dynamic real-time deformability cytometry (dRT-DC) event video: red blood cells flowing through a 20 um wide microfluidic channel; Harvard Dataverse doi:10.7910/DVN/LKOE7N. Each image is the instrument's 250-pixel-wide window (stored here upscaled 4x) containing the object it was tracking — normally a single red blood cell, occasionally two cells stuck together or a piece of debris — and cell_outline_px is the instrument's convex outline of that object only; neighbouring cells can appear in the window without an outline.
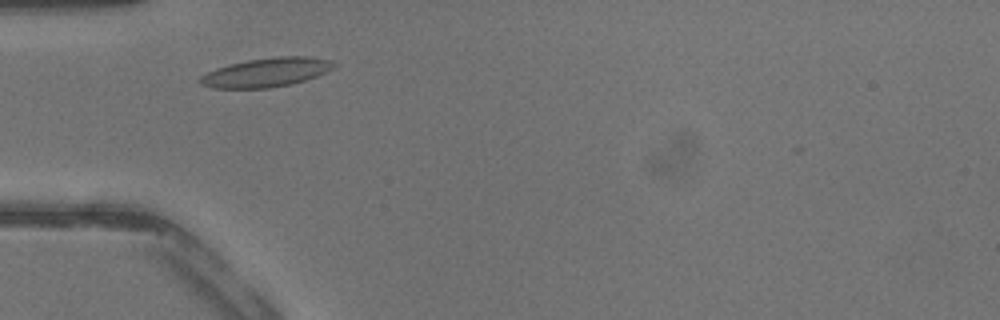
{"species": "common noctule bat (a hibernating species)", "species_latin": "Nyctalus noctula", "temperature_condition": "warm", "stored_images_in_passage": 30, "camera_frame_rate_fps": 3000, "um_per_image_px": 0.085, "animal": {"sex": "male", "body_mass_g": 13.3}, "frame": {"image": 1, "passage_image": 1, "time_ms": 0.0, "image_size_px": [1000, 320], "cell_outline_px": [[336, 64], [332, 68], [316, 76], [304, 80], [288, 84], [268, 88], [212, 88], [200, 84], [200, 76], [216, 68], [248, 60], [280, 56], [304, 56], [332, 60]], "centroid_in_image_um": [22.62, 6.15], "position_along_channel_um": 62.4, "area_um2": 22.2}}
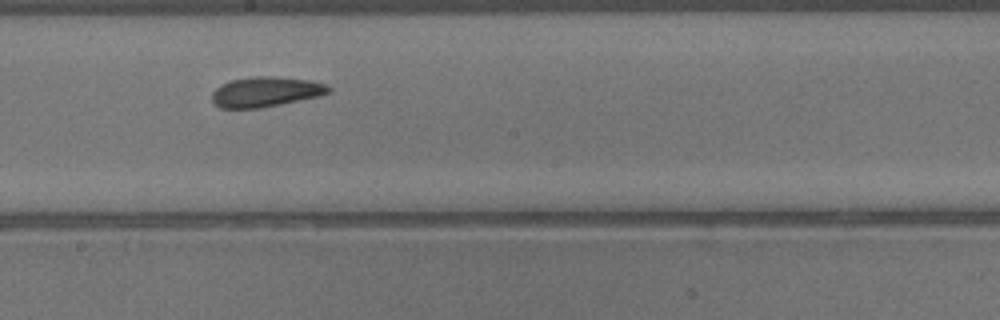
{"frame": {"image": 2, "passage_image": 11, "time_ms": 3.333, "image_size_px": [1000, 320], "cell_outline_px": [[332, 92], [320, 96], [260, 108], [220, 108], [212, 100], [212, 92], [220, 84], [228, 80], [256, 76], [272, 76], [308, 80], [328, 84], [332, 88]], "centroid_in_image_um": [22.6, 7.8], "position_along_channel_um": 225.6, "area_um2": 20.58}}
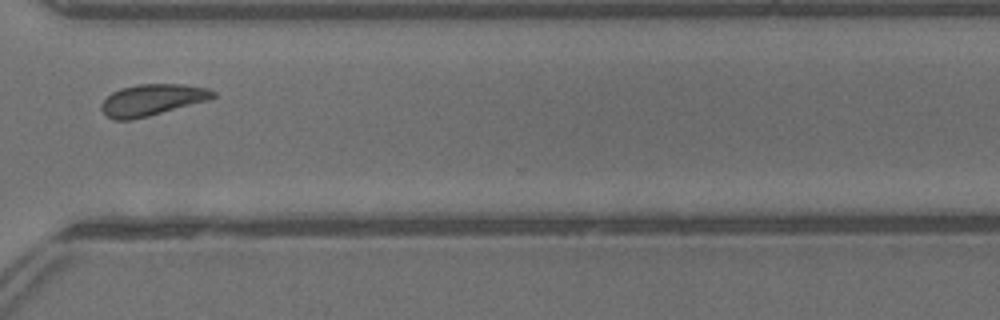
{"frame": {"image": 3, "passage_image": 19, "time_ms": 6.0, "image_size_px": [1000, 320], "cell_outline_px": [[216, 96], [208, 100], [148, 116], [132, 120], [116, 120], [108, 116], [100, 108], [100, 104], [112, 92], [120, 88], [140, 84], [184, 84], [208, 88], [216, 92]], "centroid_in_image_um": [12.93, 8.48], "position_along_channel_um": 357.7, "area_um2": 20.35}}